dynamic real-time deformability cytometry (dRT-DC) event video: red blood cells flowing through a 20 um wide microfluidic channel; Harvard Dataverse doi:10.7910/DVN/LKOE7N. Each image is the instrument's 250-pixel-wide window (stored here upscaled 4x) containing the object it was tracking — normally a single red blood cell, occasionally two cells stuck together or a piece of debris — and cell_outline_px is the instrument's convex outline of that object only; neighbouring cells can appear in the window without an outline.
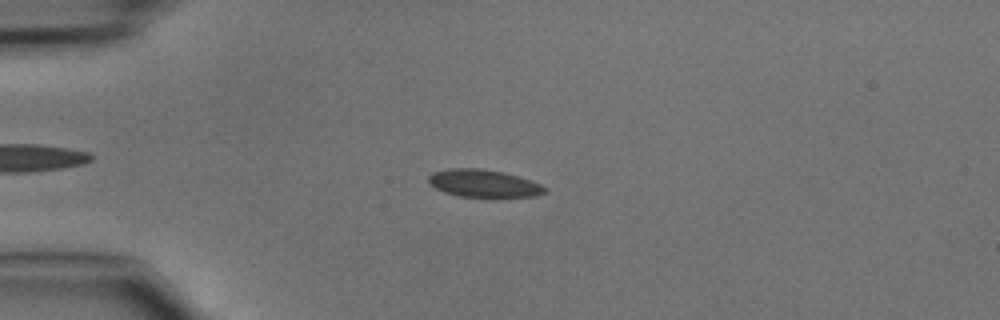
{"species": "common noctule bat (a hibernating species)", "species_latin": "Nyctalus noctula", "temperature_condition": "cold", "stored_images_in_passage": 47, "camera_frame_rate_fps": 3000, "um_per_image_px": 0.085, "animal": {"sex": "male", "body_mass_g": 15.6}, "frame": {"image": 1, "passage_image": 12, "time_ms": 3.667, "image_size_px": [1000, 320], "cell_outline_px": [[548, 188], [544, 192], [536, 196], [492, 200], [460, 196], [444, 192], [428, 184], [428, 176], [432, 172], [452, 168], [480, 168], [504, 172], [540, 184]], "centroid_in_image_um": [41.11, 15.64], "position_along_channel_um": 43.9, "area_um2": 19.48}}
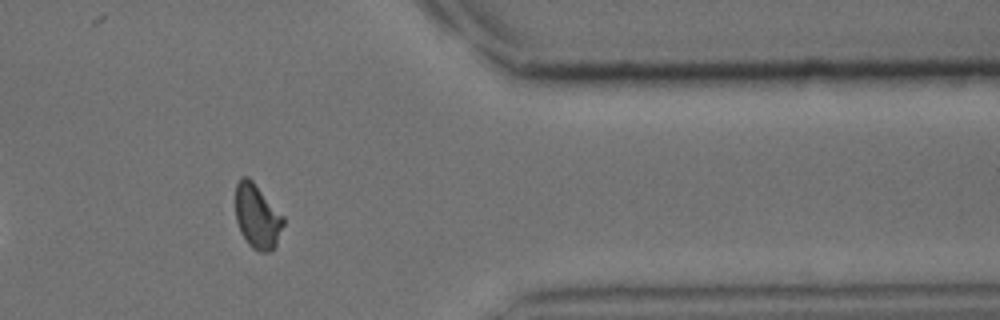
{"frame": {"image": 2, "passage_image": 39, "time_ms": 12.667, "image_size_px": [1000, 320], "cell_outline_px": [[284, 224], [276, 244], [268, 252], [260, 252], [252, 248], [248, 244], [240, 232], [236, 220], [236, 184], [240, 176], [248, 176], [252, 180], [284, 216]], "centroid_in_image_um": [21.85, 18.38], "position_along_channel_um": 389.5, "area_um2": 17.98}}
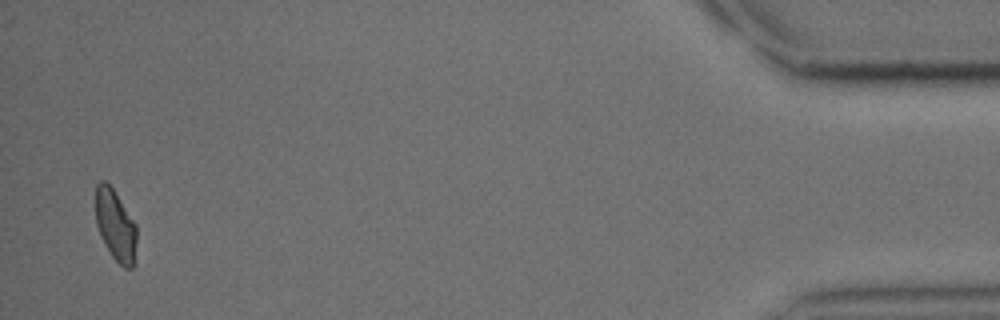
{"frame": {"image": 3, "passage_image": 46, "time_ms": 15.0, "image_size_px": [1000, 320], "cell_outline_px": [[136, 240], [132, 268], [124, 268], [112, 256], [100, 236], [96, 224], [96, 184], [100, 180], [104, 180], [112, 188], [136, 224]], "centroid_in_image_um": [9.79, 19.14], "position_along_channel_um": 425.4, "area_um2": 16.7}}